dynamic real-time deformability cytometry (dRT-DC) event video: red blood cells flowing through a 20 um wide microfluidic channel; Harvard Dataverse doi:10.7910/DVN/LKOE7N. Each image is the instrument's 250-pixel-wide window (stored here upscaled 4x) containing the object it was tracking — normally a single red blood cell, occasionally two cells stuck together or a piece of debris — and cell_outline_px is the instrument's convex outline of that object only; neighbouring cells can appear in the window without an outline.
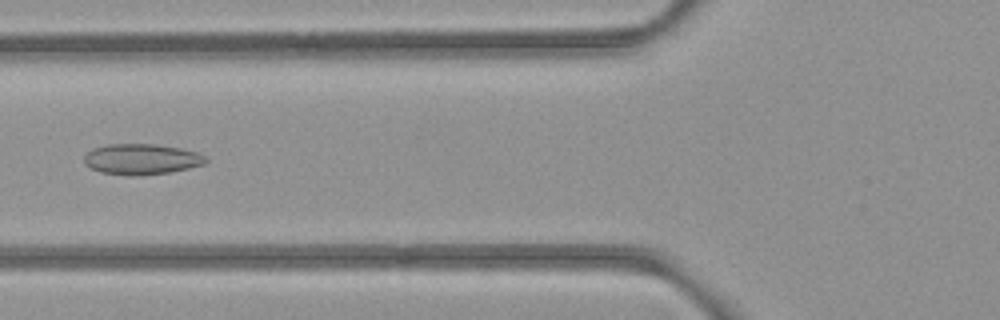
{"species": "common noctule bat (a hibernating species)", "species_latin": "Nyctalus noctula", "temperature_condition": "room temperature", "stored_images_in_passage": 44, "camera_frame_rate_fps": 3000, "um_per_image_px": 0.085, "animal": {"sex": "female", "body_mass_g": 21.9}, "frame": {"image": 1, "passage_image": 12, "time_ms": 3.667, "image_size_px": [1000, 320], "cell_outline_px": [[208, 164], [168, 172], [132, 176], [128, 176], [100, 172], [84, 164], [84, 156], [92, 148], [108, 144], [152, 144], [180, 148], [196, 152], [204, 156], [208, 160]], "centroid_in_image_um": [12.01, 13.53], "position_along_channel_um": 113.8, "area_um2": 21.73}}
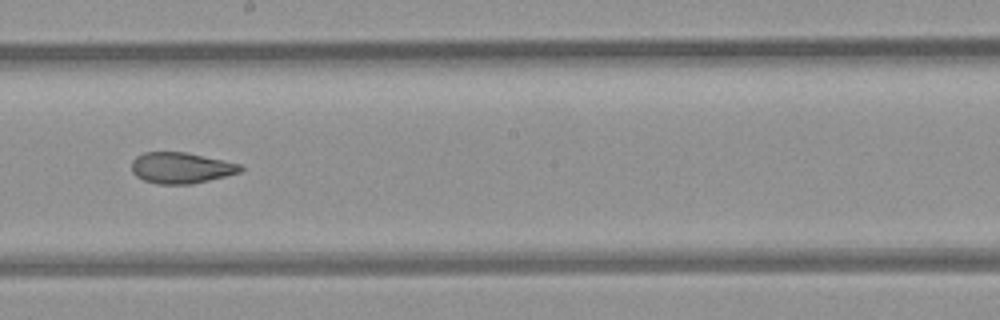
{"frame": {"image": 2, "passage_image": 21, "time_ms": 6.667, "image_size_px": [1000, 320], "cell_outline_px": [[244, 168], [240, 172], [192, 184], [156, 184], [144, 180], [136, 176], [132, 172], [132, 160], [136, 156], [144, 152], [184, 152], [240, 164]], "centroid_in_image_um": [15.35, 14.27], "position_along_channel_um": 232.9, "area_um2": 19.48}}
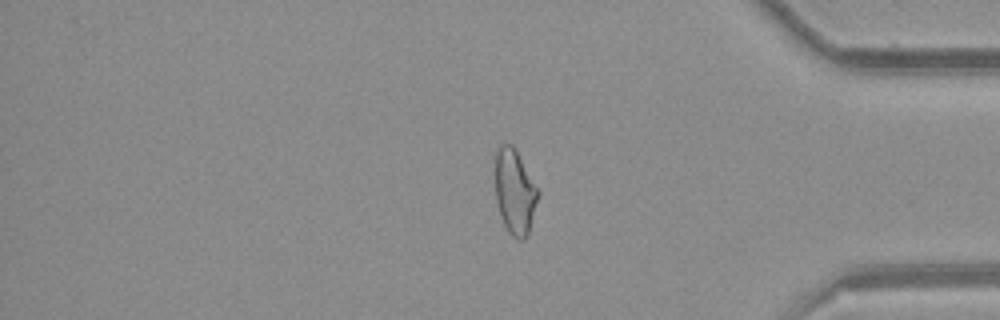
{"frame": {"image": 3, "passage_image": 35, "time_ms": 11.333, "image_size_px": [1000, 320], "cell_outline_px": [[540, 192], [528, 232], [524, 240], [520, 240], [512, 236], [508, 232], [500, 216], [496, 200], [496, 152], [500, 144], [504, 140], [512, 144]], "centroid_in_image_um": [43.74, 16.28], "position_along_channel_um": 391.5, "area_um2": 21.04}, "authors_computed_cell_mechanics": {"area_um2": 21.4438, "velocity_mm_per_s": 3.9592, "shape_relaxation_time_tau1_ms": null, "shape_relaxation_time_tau2_ms": 2.691, "deformation_change_tau1": null, "deformation_change_tau2": 0.0988}}